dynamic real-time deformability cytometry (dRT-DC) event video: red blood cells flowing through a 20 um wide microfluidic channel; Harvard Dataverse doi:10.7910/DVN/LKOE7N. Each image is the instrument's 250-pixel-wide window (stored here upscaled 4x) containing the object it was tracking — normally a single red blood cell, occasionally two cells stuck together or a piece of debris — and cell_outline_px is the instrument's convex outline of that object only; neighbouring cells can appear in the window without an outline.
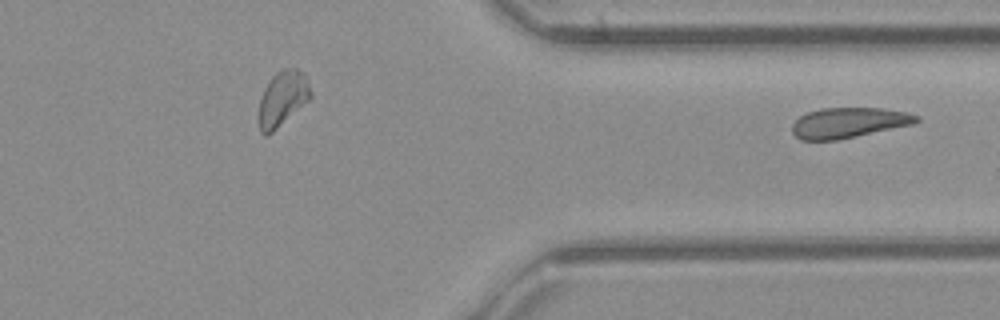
{"species": "common noctule bat (a hibernating species)", "species_latin": "Nyctalus noctula", "temperature_condition": "cold", "stored_images_in_passage": 31, "segment_of_instrument_passage": [2, 2], "camera_frame_rate_fps": 3000, "um_per_image_px": 0.085, "animal": {"sex": "female", "body_mass_g": 21.9}, "frame": {"image": 1, "passage_image": 31, "time_ms": 10.0, "image_size_px": [1000, 320], "cell_outline_px": [[920, 120], [916, 124], [836, 140], [800, 140], [792, 132], [792, 124], [800, 116], [808, 112], [820, 108], [880, 108], [908, 112], [920, 116]], "centroid_in_image_um": [72.17, 10.43], "position_along_channel_um": 339.2, "area_um2": 22.08}}